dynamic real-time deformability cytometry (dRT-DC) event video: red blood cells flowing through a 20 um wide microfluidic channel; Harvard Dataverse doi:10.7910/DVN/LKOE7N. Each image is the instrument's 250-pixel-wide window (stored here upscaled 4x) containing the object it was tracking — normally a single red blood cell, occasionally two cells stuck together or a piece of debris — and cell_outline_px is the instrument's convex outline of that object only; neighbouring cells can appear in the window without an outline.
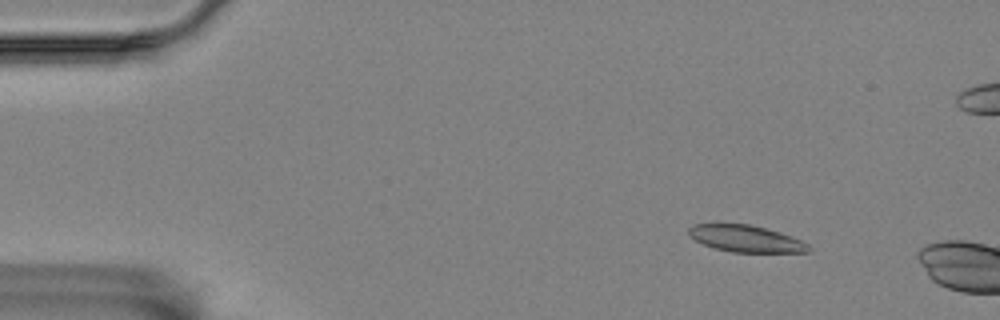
{"species": "Egyptian fruit bat (a non-hibernating species)", "species_latin": "Rousettus aegyptiacus", "temperature_condition": "room temperature", "stored_images_in_passage": 4, "camera_frame_rate_fps": 3000, "um_per_image_px": 0.085, "animal": {"sex": "female"}, "frame": {"image": 1, "passage_image": 3, "time_ms": 0.667, "image_size_px": [1000, 320], "cell_outline_px": [[812, 248], [808, 252], [732, 252], [716, 248], [704, 244], [688, 236], [688, 228], [692, 224], [748, 224], [780, 232], [792, 236], [808, 244]], "centroid_in_image_um": [63.4, 20.28], "position_along_channel_um": 21.6, "area_um2": 18.55}}